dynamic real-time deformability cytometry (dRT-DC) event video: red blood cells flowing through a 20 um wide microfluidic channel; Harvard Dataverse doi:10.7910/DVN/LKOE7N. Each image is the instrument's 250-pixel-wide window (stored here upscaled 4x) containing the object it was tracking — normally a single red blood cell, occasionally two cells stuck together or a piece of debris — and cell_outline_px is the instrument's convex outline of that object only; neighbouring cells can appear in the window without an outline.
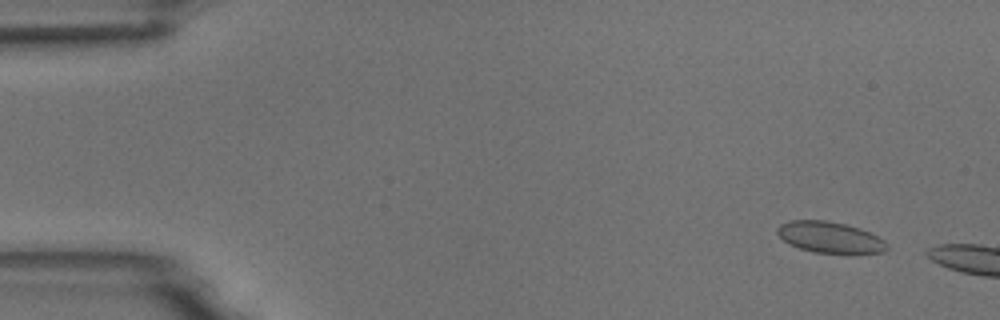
{"species": "common noctule bat (a hibernating species)", "species_latin": "Nyctalus noctula", "temperature_condition": "room temperature", "stored_images_in_passage": 4, "camera_frame_rate_fps": 3000, "um_per_image_px": 0.085, "animal": {"sex": "male", "body_mass_g": 18.8}, "frame": {"image": 1, "passage_image": 1, "time_ms": 0.0, "image_size_px": [1000, 320], "cell_outline_px": [[888, 248], [884, 252], [852, 256], [848, 256], [812, 252], [788, 244], [776, 232], [776, 228], [780, 224], [788, 220], [828, 220], [848, 224], [860, 228], [884, 240], [888, 244]], "centroid_in_image_um": [70.59, 20.21], "position_along_channel_um": 14.4, "area_um2": 20.87}}